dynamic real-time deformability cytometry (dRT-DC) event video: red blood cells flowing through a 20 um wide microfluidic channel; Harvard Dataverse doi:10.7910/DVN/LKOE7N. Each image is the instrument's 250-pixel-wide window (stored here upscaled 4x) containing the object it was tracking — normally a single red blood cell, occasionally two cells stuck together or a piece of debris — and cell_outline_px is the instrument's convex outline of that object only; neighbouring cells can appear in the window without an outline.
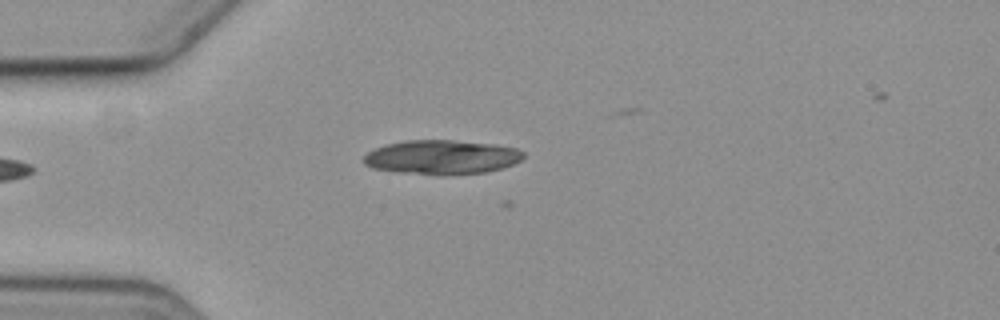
{"species": "common noctule bat (a hibernating species)", "species_latin": "Nyctalus noctula", "temperature_condition": "cold", "stored_images_in_passage": 2, "camera_frame_rate_fps": 3000, "um_per_image_px": 0.085, "animal": {"sex": "female", "body_mass_g": 19.3, "forearm_length_mm": 54.1}, "frame": {"image": 1, "passage_image": 2, "time_ms": 1.333, "image_size_px": [1000, 320], "cell_outline_px": [[524, 156], [520, 160], [512, 164], [500, 168], [484, 172], [444, 176], [440, 176], [396, 172], [372, 168], [364, 164], [364, 156], [368, 152], [384, 144], [404, 140], [452, 140], [496, 144], [516, 148], [524, 152]], "centroid_in_image_um": [37.52, 13.36], "position_along_channel_um": 47.5, "area_um2": 32.19}}